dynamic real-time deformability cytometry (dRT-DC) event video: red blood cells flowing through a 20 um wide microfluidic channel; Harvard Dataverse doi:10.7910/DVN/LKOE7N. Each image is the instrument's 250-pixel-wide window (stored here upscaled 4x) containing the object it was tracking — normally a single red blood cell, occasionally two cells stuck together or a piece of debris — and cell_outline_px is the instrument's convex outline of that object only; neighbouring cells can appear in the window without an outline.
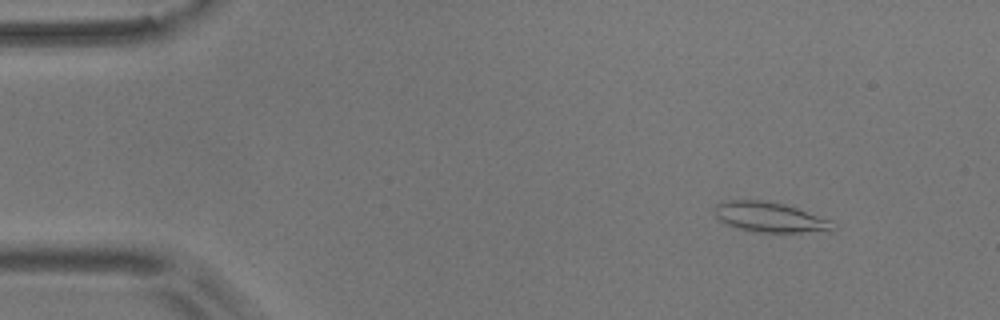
{"species": "common noctule bat (a hibernating species)", "species_latin": "Nyctalus noctula", "temperature_condition": "room temperature", "stored_images_in_passage": 55, "camera_frame_rate_fps": 3000, "um_per_image_px": 0.085, "animal": {"sex": "male", "body_mass_g": 17.9}, "frame": {"image": 1, "passage_image": 6, "time_ms": 1.667, "image_size_px": [1000, 320], "cell_outline_px": [[836, 228], [800, 232], [756, 232], [736, 228], [720, 220], [716, 216], [716, 204], [724, 200], [768, 200], [784, 204], [832, 220]], "centroid_in_image_um": [65.39, 18.44], "position_along_channel_um": 19.6, "area_um2": 20.4}}
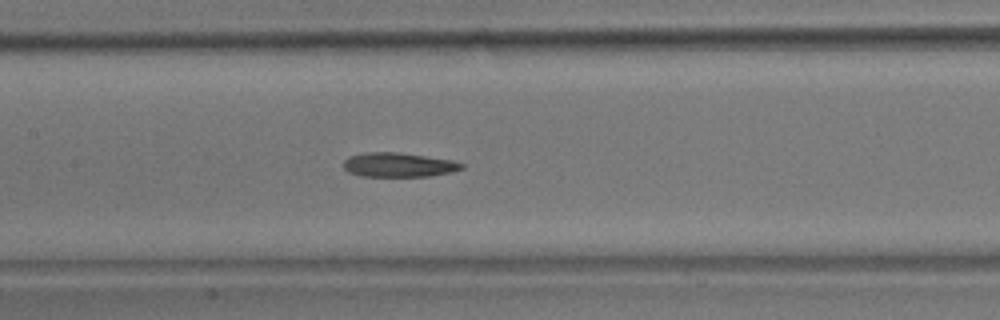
{"frame": {"image": 2, "passage_image": 26, "time_ms": 8.333, "image_size_px": [1000, 320], "cell_outline_px": [[464, 168], [452, 172], [428, 176], [360, 176], [348, 172], [344, 168], [344, 160], [348, 156], [368, 152], [400, 152], [452, 160], [464, 164]], "centroid_in_image_um": [33.87, 14.01], "position_along_channel_um": 173.5, "area_um2": 16.76}}
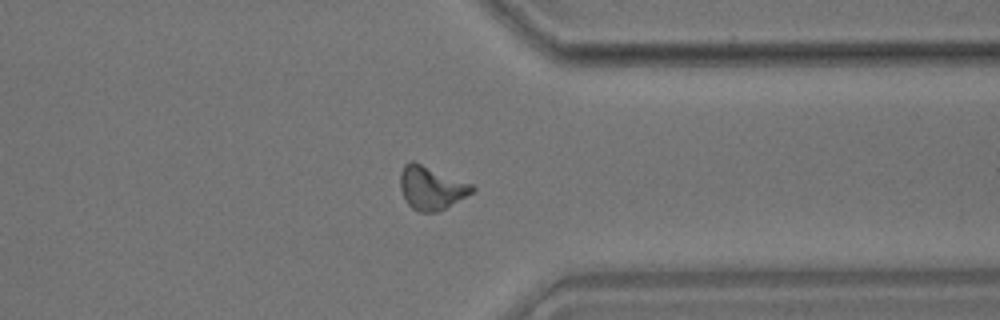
{"frame": {"image": 3, "passage_image": 43, "time_ms": 14.0, "image_size_px": [1000, 320], "cell_outline_px": [[476, 188], [472, 192], [444, 208], [436, 212], [420, 212], [412, 208], [408, 204], [400, 188], [400, 172], [404, 164], [408, 160], [412, 160], [472, 184]], "centroid_in_image_um": [36.62, 15.94], "position_along_channel_um": 374.8, "area_um2": 17.92}, "authors_computed_cell_mechanics": {"area_um2": 17.2244, "velocity_mm_per_s": 3.6246, "shape_relaxation_time_tau1_ms": null, "shape_relaxation_time_tau2_ms": 7.5793, "deformation_change_tau1": null, "deformation_change_tau2": 0.1745}}